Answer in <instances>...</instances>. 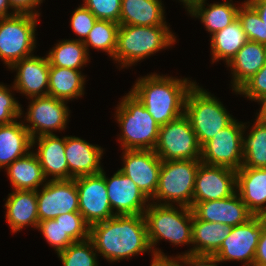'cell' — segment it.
<instances>
[{
    "mask_svg": "<svg viewBox=\"0 0 266 266\" xmlns=\"http://www.w3.org/2000/svg\"><path fill=\"white\" fill-rule=\"evenodd\" d=\"M192 210L199 220L220 222L229 227L244 224L254 216L237 192L224 199L198 202Z\"/></svg>",
    "mask_w": 266,
    "mask_h": 266,
    "instance_id": "d6986e66",
    "label": "cell"
},
{
    "mask_svg": "<svg viewBox=\"0 0 266 266\" xmlns=\"http://www.w3.org/2000/svg\"><path fill=\"white\" fill-rule=\"evenodd\" d=\"M38 18L32 14L0 18V59L9 69L19 60L33 55Z\"/></svg>",
    "mask_w": 266,
    "mask_h": 266,
    "instance_id": "ba28073f",
    "label": "cell"
},
{
    "mask_svg": "<svg viewBox=\"0 0 266 266\" xmlns=\"http://www.w3.org/2000/svg\"><path fill=\"white\" fill-rule=\"evenodd\" d=\"M236 193V170L200 163L195 177L192 208L198 202L220 200Z\"/></svg>",
    "mask_w": 266,
    "mask_h": 266,
    "instance_id": "9a60e30c",
    "label": "cell"
},
{
    "mask_svg": "<svg viewBox=\"0 0 266 266\" xmlns=\"http://www.w3.org/2000/svg\"><path fill=\"white\" fill-rule=\"evenodd\" d=\"M42 2L43 0H9L13 12H16L17 14H32L36 16H40V14L35 8Z\"/></svg>",
    "mask_w": 266,
    "mask_h": 266,
    "instance_id": "ee69618b",
    "label": "cell"
},
{
    "mask_svg": "<svg viewBox=\"0 0 266 266\" xmlns=\"http://www.w3.org/2000/svg\"><path fill=\"white\" fill-rule=\"evenodd\" d=\"M184 114L189 118L200 146L234 120L219 99L196 82L187 93Z\"/></svg>",
    "mask_w": 266,
    "mask_h": 266,
    "instance_id": "8992f818",
    "label": "cell"
},
{
    "mask_svg": "<svg viewBox=\"0 0 266 266\" xmlns=\"http://www.w3.org/2000/svg\"><path fill=\"white\" fill-rule=\"evenodd\" d=\"M10 69L17 71L13 90L28 98L48 95L50 63L47 56L31 55L19 60Z\"/></svg>",
    "mask_w": 266,
    "mask_h": 266,
    "instance_id": "ac0fdd59",
    "label": "cell"
},
{
    "mask_svg": "<svg viewBox=\"0 0 266 266\" xmlns=\"http://www.w3.org/2000/svg\"><path fill=\"white\" fill-rule=\"evenodd\" d=\"M252 266H266L264 264H253Z\"/></svg>",
    "mask_w": 266,
    "mask_h": 266,
    "instance_id": "816d5d0a",
    "label": "cell"
},
{
    "mask_svg": "<svg viewBox=\"0 0 266 266\" xmlns=\"http://www.w3.org/2000/svg\"><path fill=\"white\" fill-rule=\"evenodd\" d=\"M30 104L24 121V126L29 131L31 138L43 135H52L53 131L65 130L70 115L67 101L52 96L29 98ZM66 103V104H65ZM31 125V126H30Z\"/></svg>",
    "mask_w": 266,
    "mask_h": 266,
    "instance_id": "8fae6325",
    "label": "cell"
},
{
    "mask_svg": "<svg viewBox=\"0 0 266 266\" xmlns=\"http://www.w3.org/2000/svg\"><path fill=\"white\" fill-rule=\"evenodd\" d=\"M200 163V159L162 161L158 187L152 200H157V204L177 203L178 206L192 208L195 177Z\"/></svg>",
    "mask_w": 266,
    "mask_h": 266,
    "instance_id": "52a82bcc",
    "label": "cell"
},
{
    "mask_svg": "<svg viewBox=\"0 0 266 266\" xmlns=\"http://www.w3.org/2000/svg\"><path fill=\"white\" fill-rule=\"evenodd\" d=\"M266 265V217L263 216V229L257 245L254 263Z\"/></svg>",
    "mask_w": 266,
    "mask_h": 266,
    "instance_id": "f6af8a7d",
    "label": "cell"
},
{
    "mask_svg": "<svg viewBox=\"0 0 266 266\" xmlns=\"http://www.w3.org/2000/svg\"><path fill=\"white\" fill-rule=\"evenodd\" d=\"M241 167L266 168V124L256 116L250 133L243 136Z\"/></svg>",
    "mask_w": 266,
    "mask_h": 266,
    "instance_id": "d6a6232c",
    "label": "cell"
},
{
    "mask_svg": "<svg viewBox=\"0 0 266 266\" xmlns=\"http://www.w3.org/2000/svg\"><path fill=\"white\" fill-rule=\"evenodd\" d=\"M249 100L260 102L266 97V64L249 78L236 92Z\"/></svg>",
    "mask_w": 266,
    "mask_h": 266,
    "instance_id": "60d3db41",
    "label": "cell"
},
{
    "mask_svg": "<svg viewBox=\"0 0 266 266\" xmlns=\"http://www.w3.org/2000/svg\"><path fill=\"white\" fill-rule=\"evenodd\" d=\"M154 152L162 161L200 159L201 146L185 114L160 126Z\"/></svg>",
    "mask_w": 266,
    "mask_h": 266,
    "instance_id": "9c48e42d",
    "label": "cell"
},
{
    "mask_svg": "<svg viewBox=\"0 0 266 266\" xmlns=\"http://www.w3.org/2000/svg\"><path fill=\"white\" fill-rule=\"evenodd\" d=\"M98 20H108L119 23L122 0H83Z\"/></svg>",
    "mask_w": 266,
    "mask_h": 266,
    "instance_id": "f35d334b",
    "label": "cell"
},
{
    "mask_svg": "<svg viewBox=\"0 0 266 266\" xmlns=\"http://www.w3.org/2000/svg\"><path fill=\"white\" fill-rule=\"evenodd\" d=\"M35 143H38V149L34 153L40 162L45 179L49 176H52L51 180L70 179L65 156V137L59 138L52 134L33 138L32 149Z\"/></svg>",
    "mask_w": 266,
    "mask_h": 266,
    "instance_id": "7402d4cb",
    "label": "cell"
},
{
    "mask_svg": "<svg viewBox=\"0 0 266 266\" xmlns=\"http://www.w3.org/2000/svg\"><path fill=\"white\" fill-rule=\"evenodd\" d=\"M88 56L83 41L66 39L56 43L47 58L50 66L80 70L90 61Z\"/></svg>",
    "mask_w": 266,
    "mask_h": 266,
    "instance_id": "1f68e13d",
    "label": "cell"
},
{
    "mask_svg": "<svg viewBox=\"0 0 266 266\" xmlns=\"http://www.w3.org/2000/svg\"><path fill=\"white\" fill-rule=\"evenodd\" d=\"M103 148L75 136H65V156L70 179L100 173Z\"/></svg>",
    "mask_w": 266,
    "mask_h": 266,
    "instance_id": "ffe728a7",
    "label": "cell"
},
{
    "mask_svg": "<svg viewBox=\"0 0 266 266\" xmlns=\"http://www.w3.org/2000/svg\"><path fill=\"white\" fill-rule=\"evenodd\" d=\"M175 42L167 25H119L113 59L121 64L120 68L129 67Z\"/></svg>",
    "mask_w": 266,
    "mask_h": 266,
    "instance_id": "277c9868",
    "label": "cell"
},
{
    "mask_svg": "<svg viewBox=\"0 0 266 266\" xmlns=\"http://www.w3.org/2000/svg\"><path fill=\"white\" fill-rule=\"evenodd\" d=\"M247 41L242 25L237 18L230 25L211 36L212 62L224 60L228 64Z\"/></svg>",
    "mask_w": 266,
    "mask_h": 266,
    "instance_id": "4dcf8cb0",
    "label": "cell"
},
{
    "mask_svg": "<svg viewBox=\"0 0 266 266\" xmlns=\"http://www.w3.org/2000/svg\"><path fill=\"white\" fill-rule=\"evenodd\" d=\"M105 174L104 172L112 211L115 209L116 215L144 214L150 203L137 185L120 170H117L110 179Z\"/></svg>",
    "mask_w": 266,
    "mask_h": 266,
    "instance_id": "e0dca14e",
    "label": "cell"
},
{
    "mask_svg": "<svg viewBox=\"0 0 266 266\" xmlns=\"http://www.w3.org/2000/svg\"><path fill=\"white\" fill-rule=\"evenodd\" d=\"M37 191L39 222L55 219L64 213L79 212L76 178L48 180Z\"/></svg>",
    "mask_w": 266,
    "mask_h": 266,
    "instance_id": "5bb4252c",
    "label": "cell"
},
{
    "mask_svg": "<svg viewBox=\"0 0 266 266\" xmlns=\"http://www.w3.org/2000/svg\"><path fill=\"white\" fill-rule=\"evenodd\" d=\"M177 258L180 266H217L219 263L214 255L180 254Z\"/></svg>",
    "mask_w": 266,
    "mask_h": 266,
    "instance_id": "7bdbcfd3",
    "label": "cell"
},
{
    "mask_svg": "<svg viewBox=\"0 0 266 266\" xmlns=\"http://www.w3.org/2000/svg\"><path fill=\"white\" fill-rule=\"evenodd\" d=\"M97 251L90 238L75 241L57 253L63 266H98Z\"/></svg>",
    "mask_w": 266,
    "mask_h": 266,
    "instance_id": "e575fe53",
    "label": "cell"
},
{
    "mask_svg": "<svg viewBox=\"0 0 266 266\" xmlns=\"http://www.w3.org/2000/svg\"><path fill=\"white\" fill-rule=\"evenodd\" d=\"M194 83L154 73L138 78L130 92L162 126L184 114L185 99Z\"/></svg>",
    "mask_w": 266,
    "mask_h": 266,
    "instance_id": "7a4b0ae2",
    "label": "cell"
},
{
    "mask_svg": "<svg viewBox=\"0 0 266 266\" xmlns=\"http://www.w3.org/2000/svg\"><path fill=\"white\" fill-rule=\"evenodd\" d=\"M118 28L119 23L97 19L88 36L83 41L87 52L89 47L92 46V48L98 51H105L111 58H114L117 47Z\"/></svg>",
    "mask_w": 266,
    "mask_h": 266,
    "instance_id": "836d02e7",
    "label": "cell"
},
{
    "mask_svg": "<svg viewBox=\"0 0 266 266\" xmlns=\"http://www.w3.org/2000/svg\"><path fill=\"white\" fill-rule=\"evenodd\" d=\"M261 107L257 117L266 124V97L260 101Z\"/></svg>",
    "mask_w": 266,
    "mask_h": 266,
    "instance_id": "681fc988",
    "label": "cell"
},
{
    "mask_svg": "<svg viewBox=\"0 0 266 266\" xmlns=\"http://www.w3.org/2000/svg\"><path fill=\"white\" fill-rule=\"evenodd\" d=\"M32 148V138L24 122L0 125V169L6 168Z\"/></svg>",
    "mask_w": 266,
    "mask_h": 266,
    "instance_id": "484cf974",
    "label": "cell"
},
{
    "mask_svg": "<svg viewBox=\"0 0 266 266\" xmlns=\"http://www.w3.org/2000/svg\"><path fill=\"white\" fill-rule=\"evenodd\" d=\"M180 2L183 3V5L185 6V8L192 2L196 1V0H179Z\"/></svg>",
    "mask_w": 266,
    "mask_h": 266,
    "instance_id": "f907efd6",
    "label": "cell"
},
{
    "mask_svg": "<svg viewBox=\"0 0 266 266\" xmlns=\"http://www.w3.org/2000/svg\"><path fill=\"white\" fill-rule=\"evenodd\" d=\"M236 192L254 216L266 217V168L236 170Z\"/></svg>",
    "mask_w": 266,
    "mask_h": 266,
    "instance_id": "44dd1931",
    "label": "cell"
},
{
    "mask_svg": "<svg viewBox=\"0 0 266 266\" xmlns=\"http://www.w3.org/2000/svg\"><path fill=\"white\" fill-rule=\"evenodd\" d=\"M246 124L233 120L201 146V162L238 170L243 164V135Z\"/></svg>",
    "mask_w": 266,
    "mask_h": 266,
    "instance_id": "30bf717a",
    "label": "cell"
},
{
    "mask_svg": "<svg viewBox=\"0 0 266 266\" xmlns=\"http://www.w3.org/2000/svg\"><path fill=\"white\" fill-rule=\"evenodd\" d=\"M206 0H196L185 9L195 18H199L210 35L224 29L237 19L238 9L232 0H224L223 3H213L205 8Z\"/></svg>",
    "mask_w": 266,
    "mask_h": 266,
    "instance_id": "d4e9b609",
    "label": "cell"
},
{
    "mask_svg": "<svg viewBox=\"0 0 266 266\" xmlns=\"http://www.w3.org/2000/svg\"><path fill=\"white\" fill-rule=\"evenodd\" d=\"M143 215L153 256L166 257L155 246L163 239L177 246L192 244V208L151 202Z\"/></svg>",
    "mask_w": 266,
    "mask_h": 266,
    "instance_id": "3957f363",
    "label": "cell"
},
{
    "mask_svg": "<svg viewBox=\"0 0 266 266\" xmlns=\"http://www.w3.org/2000/svg\"><path fill=\"white\" fill-rule=\"evenodd\" d=\"M123 166L119 169L128 176L150 200L158 187L162 160L154 150H124Z\"/></svg>",
    "mask_w": 266,
    "mask_h": 266,
    "instance_id": "2e32d148",
    "label": "cell"
},
{
    "mask_svg": "<svg viewBox=\"0 0 266 266\" xmlns=\"http://www.w3.org/2000/svg\"><path fill=\"white\" fill-rule=\"evenodd\" d=\"M96 20L95 15L83 4L74 10L70 25L74 33L80 37L79 41L86 39Z\"/></svg>",
    "mask_w": 266,
    "mask_h": 266,
    "instance_id": "b9f144b4",
    "label": "cell"
},
{
    "mask_svg": "<svg viewBox=\"0 0 266 266\" xmlns=\"http://www.w3.org/2000/svg\"><path fill=\"white\" fill-rule=\"evenodd\" d=\"M11 92L6 85L0 84V125L13 123L23 114L21 105Z\"/></svg>",
    "mask_w": 266,
    "mask_h": 266,
    "instance_id": "ab89813d",
    "label": "cell"
},
{
    "mask_svg": "<svg viewBox=\"0 0 266 266\" xmlns=\"http://www.w3.org/2000/svg\"><path fill=\"white\" fill-rule=\"evenodd\" d=\"M266 64V45L247 41L229 61L232 70V89L236 92Z\"/></svg>",
    "mask_w": 266,
    "mask_h": 266,
    "instance_id": "cb8c5ba5",
    "label": "cell"
},
{
    "mask_svg": "<svg viewBox=\"0 0 266 266\" xmlns=\"http://www.w3.org/2000/svg\"><path fill=\"white\" fill-rule=\"evenodd\" d=\"M37 229L42 232L41 234L47 240V243L57 251L56 253L65 250L75 242L55 219L40 221Z\"/></svg>",
    "mask_w": 266,
    "mask_h": 266,
    "instance_id": "8d00e7d4",
    "label": "cell"
},
{
    "mask_svg": "<svg viewBox=\"0 0 266 266\" xmlns=\"http://www.w3.org/2000/svg\"><path fill=\"white\" fill-rule=\"evenodd\" d=\"M117 106L115 117L122 131L118 139L122 149L154 150L160 125L139 99L129 91Z\"/></svg>",
    "mask_w": 266,
    "mask_h": 266,
    "instance_id": "5b68a950",
    "label": "cell"
},
{
    "mask_svg": "<svg viewBox=\"0 0 266 266\" xmlns=\"http://www.w3.org/2000/svg\"><path fill=\"white\" fill-rule=\"evenodd\" d=\"M6 219L12 233L24 227L37 229L39 224L37 209V191L15 190L9 194L5 203Z\"/></svg>",
    "mask_w": 266,
    "mask_h": 266,
    "instance_id": "603a6c76",
    "label": "cell"
},
{
    "mask_svg": "<svg viewBox=\"0 0 266 266\" xmlns=\"http://www.w3.org/2000/svg\"><path fill=\"white\" fill-rule=\"evenodd\" d=\"M161 0H122L119 25H168Z\"/></svg>",
    "mask_w": 266,
    "mask_h": 266,
    "instance_id": "83f0119b",
    "label": "cell"
},
{
    "mask_svg": "<svg viewBox=\"0 0 266 266\" xmlns=\"http://www.w3.org/2000/svg\"><path fill=\"white\" fill-rule=\"evenodd\" d=\"M259 14L266 25V0H246Z\"/></svg>",
    "mask_w": 266,
    "mask_h": 266,
    "instance_id": "7dc6e473",
    "label": "cell"
},
{
    "mask_svg": "<svg viewBox=\"0 0 266 266\" xmlns=\"http://www.w3.org/2000/svg\"><path fill=\"white\" fill-rule=\"evenodd\" d=\"M95 250L109 262L152 251L143 214L115 215L90 226Z\"/></svg>",
    "mask_w": 266,
    "mask_h": 266,
    "instance_id": "6da1fadb",
    "label": "cell"
},
{
    "mask_svg": "<svg viewBox=\"0 0 266 266\" xmlns=\"http://www.w3.org/2000/svg\"><path fill=\"white\" fill-rule=\"evenodd\" d=\"M230 231L231 227L226 224L199 220L193 213L192 246L194 247L184 254L214 255Z\"/></svg>",
    "mask_w": 266,
    "mask_h": 266,
    "instance_id": "4316f807",
    "label": "cell"
},
{
    "mask_svg": "<svg viewBox=\"0 0 266 266\" xmlns=\"http://www.w3.org/2000/svg\"><path fill=\"white\" fill-rule=\"evenodd\" d=\"M79 212L91 226L115 216L107 196L104 170L95 175L76 178Z\"/></svg>",
    "mask_w": 266,
    "mask_h": 266,
    "instance_id": "4fadbf2b",
    "label": "cell"
},
{
    "mask_svg": "<svg viewBox=\"0 0 266 266\" xmlns=\"http://www.w3.org/2000/svg\"><path fill=\"white\" fill-rule=\"evenodd\" d=\"M151 266H180L179 259L177 257H159L153 256L151 260Z\"/></svg>",
    "mask_w": 266,
    "mask_h": 266,
    "instance_id": "bcb514c9",
    "label": "cell"
},
{
    "mask_svg": "<svg viewBox=\"0 0 266 266\" xmlns=\"http://www.w3.org/2000/svg\"><path fill=\"white\" fill-rule=\"evenodd\" d=\"M85 76L80 70L50 66L48 95L69 101L84 95Z\"/></svg>",
    "mask_w": 266,
    "mask_h": 266,
    "instance_id": "f546056e",
    "label": "cell"
},
{
    "mask_svg": "<svg viewBox=\"0 0 266 266\" xmlns=\"http://www.w3.org/2000/svg\"><path fill=\"white\" fill-rule=\"evenodd\" d=\"M7 175L14 190L36 191L47 182L42 167L34 151L28 152L6 168Z\"/></svg>",
    "mask_w": 266,
    "mask_h": 266,
    "instance_id": "f1b7e54d",
    "label": "cell"
},
{
    "mask_svg": "<svg viewBox=\"0 0 266 266\" xmlns=\"http://www.w3.org/2000/svg\"><path fill=\"white\" fill-rule=\"evenodd\" d=\"M263 229V216H253L246 223L231 227L229 235L214 254L217 261H243L252 266Z\"/></svg>",
    "mask_w": 266,
    "mask_h": 266,
    "instance_id": "7c38bea8",
    "label": "cell"
},
{
    "mask_svg": "<svg viewBox=\"0 0 266 266\" xmlns=\"http://www.w3.org/2000/svg\"><path fill=\"white\" fill-rule=\"evenodd\" d=\"M237 18L242 25L248 41L266 45V25L257 11L247 2H242L238 9Z\"/></svg>",
    "mask_w": 266,
    "mask_h": 266,
    "instance_id": "d590c367",
    "label": "cell"
},
{
    "mask_svg": "<svg viewBox=\"0 0 266 266\" xmlns=\"http://www.w3.org/2000/svg\"><path fill=\"white\" fill-rule=\"evenodd\" d=\"M12 10L9 0H0V18H7L17 14L16 12L8 13V9Z\"/></svg>",
    "mask_w": 266,
    "mask_h": 266,
    "instance_id": "c3c4849f",
    "label": "cell"
},
{
    "mask_svg": "<svg viewBox=\"0 0 266 266\" xmlns=\"http://www.w3.org/2000/svg\"><path fill=\"white\" fill-rule=\"evenodd\" d=\"M64 231L74 241H83L89 238L90 226L85 222L80 212L64 213L55 218Z\"/></svg>",
    "mask_w": 266,
    "mask_h": 266,
    "instance_id": "74e56055",
    "label": "cell"
}]
</instances>
